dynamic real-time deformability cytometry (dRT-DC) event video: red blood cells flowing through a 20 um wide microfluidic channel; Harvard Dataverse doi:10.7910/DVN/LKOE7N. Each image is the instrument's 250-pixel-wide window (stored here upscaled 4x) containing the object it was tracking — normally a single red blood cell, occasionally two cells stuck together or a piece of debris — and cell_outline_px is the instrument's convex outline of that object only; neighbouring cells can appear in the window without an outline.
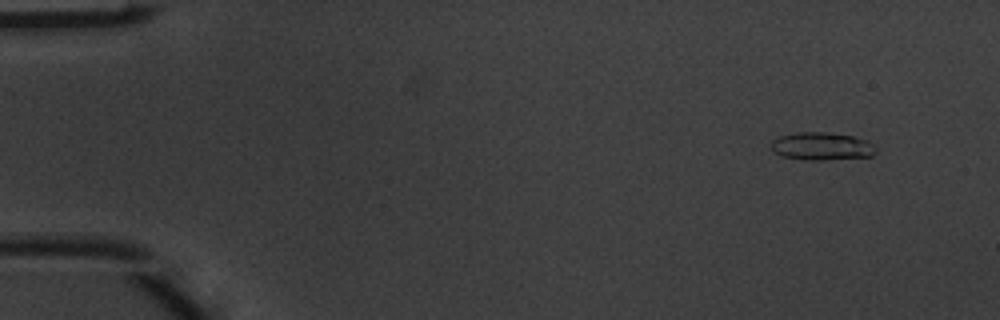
{"species": "common noctule bat (a hibernating species)", "species_latin": "Nyctalus noctula", "temperature_condition": "warm", "stored_images_in_passage": 4, "camera_frame_rate_fps": 3000, "um_per_image_px": 0.085, "animal": {"sex": "male", "body_mass_g": 20.1, "forearm_length_mm": 53.5}, "frame": {"image": 1, "passage_image": 1, "time_ms": 0.0, "image_size_px": [1000, 320], "cell_outline_px": [[876, 152], [872, 156], [824, 160], [800, 160], [780, 156], [772, 152], [768, 144], [772, 140], [780, 136], [796, 132], [828, 132], [852, 136], [868, 140], [876, 148]], "centroid_in_image_um": [69.78, 12.44], "position_along_channel_um": 15.2, "area_um2": 17.4}}